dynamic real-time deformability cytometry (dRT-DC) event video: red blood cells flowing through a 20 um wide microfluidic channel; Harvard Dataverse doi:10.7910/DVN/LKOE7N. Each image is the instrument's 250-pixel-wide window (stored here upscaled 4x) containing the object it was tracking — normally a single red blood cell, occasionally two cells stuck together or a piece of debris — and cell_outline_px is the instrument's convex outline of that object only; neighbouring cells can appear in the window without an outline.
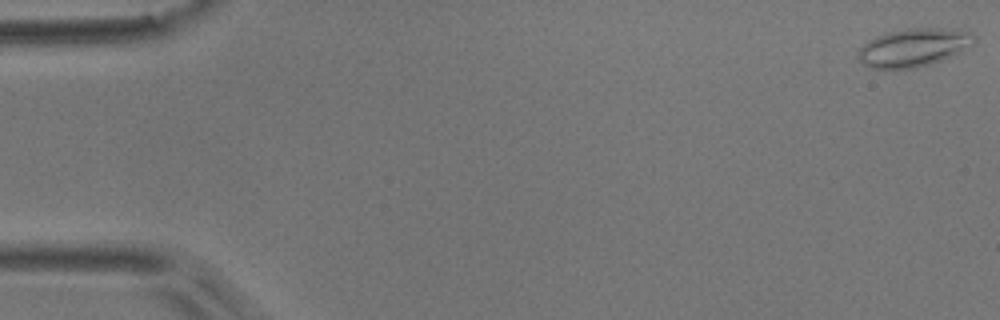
{"species": "common noctule bat (a hibernating species)", "species_latin": "Nyctalus noctula", "temperature_condition": "room temperature", "stored_images_in_passage": 4, "camera_frame_rate_fps": 3000, "um_per_image_px": 0.085, "animal": {"sex": "male", "body_mass_g": 17.9}, "frame": {"image": 1, "passage_image": 1, "time_ms": 0.0, "image_size_px": [1000, 320], "cell_outline_px": [[976, 40], [972, 44], [960, 52], [932, 64], [916, 68], [872, 68], [864, 64], [856, 56], [860, 48], [868, 40], [876, 36], [888, 32], [904, 28], [940, 28], [972, 32], [976, 36]], "centroid_in_image_um": [77.66, 4.03], "position_along_channel_um": 7.3, "area_um2": 25.78}}